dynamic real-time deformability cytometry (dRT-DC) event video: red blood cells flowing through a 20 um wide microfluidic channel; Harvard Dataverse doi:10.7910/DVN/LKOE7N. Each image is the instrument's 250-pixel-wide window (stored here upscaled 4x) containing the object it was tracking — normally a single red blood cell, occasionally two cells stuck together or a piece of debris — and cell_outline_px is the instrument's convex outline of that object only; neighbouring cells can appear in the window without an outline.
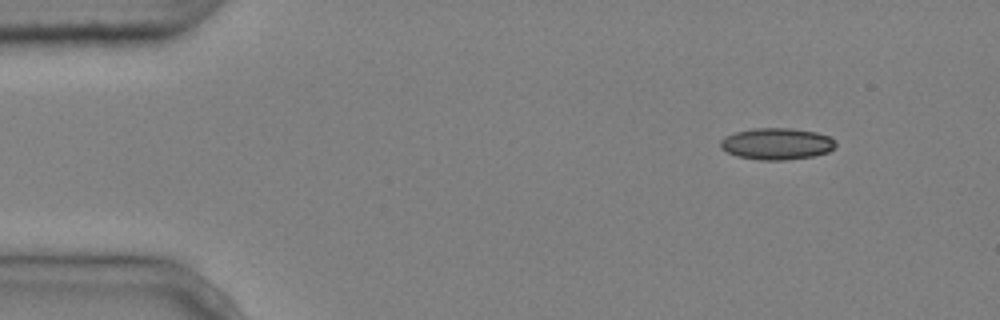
{"species": "common noctule bat (a hibernating species)", "species_latin": "Nyctalus noctula", "temperature_condition": "cold", "stored_images_in_passage": 4, "camera_frame_rate_fps": 3000, "um_per_image_px": 0.085, "animal": {"sex": "male", "body_mass_g": 20.4}, "frame": {"image": 1, "passage_image": 1, "time_ms": 0.0, "image_size_px": [1000, 320], "cell_outline_px": [[836, 148], [828, 152], [812, 156], [788, 160], [760, 160], [736, 156], [720, 148], [720, 140], [724, 136], [736, 132], [752, 128], [792, 128], [816, 132], [828, 136], [836, 140]], "centroid_in_image_um": [66.03, 12.22], "position_along_channel_um": 19.0, "area_um2": 21.44}}
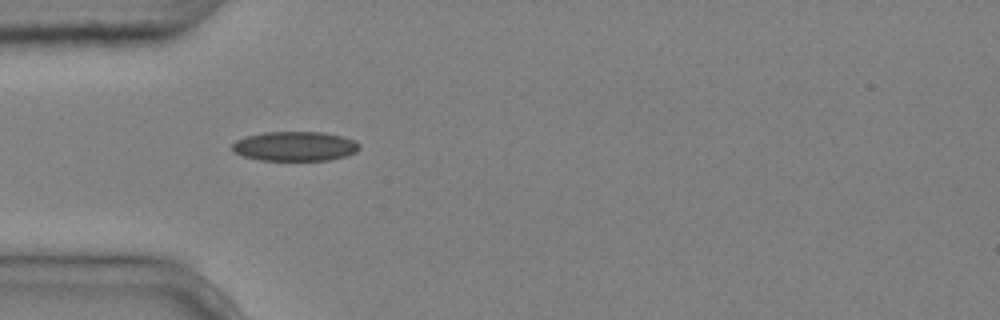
{"frame": {"image": 2, "passage_image": 4, "time_ms": 1.0, "image_size_px": [1000, 320], "cell_outline_px": [[360, 148], [356, 152], [344, 156], [328, 160], [260, 160], [244, 156], [232, 152], [232, 144], [236, 140], [244, 136], [264, 132], [320, 132], [340, 136], [356, 140], [360, 144]], "centroid_in_image_um": [25.04, 12.43], "position_along_channel_um": 60.0, "area_um2": 21.91}}